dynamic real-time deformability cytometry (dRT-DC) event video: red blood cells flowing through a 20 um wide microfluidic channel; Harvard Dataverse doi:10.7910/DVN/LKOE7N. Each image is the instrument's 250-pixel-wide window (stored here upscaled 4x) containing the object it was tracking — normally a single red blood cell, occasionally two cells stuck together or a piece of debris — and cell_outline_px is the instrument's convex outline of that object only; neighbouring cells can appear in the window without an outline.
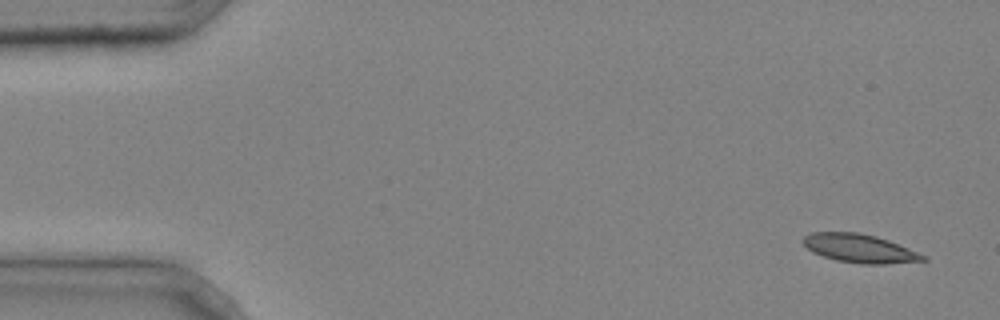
{"species": "common noctule bat (a hibernating species)", "species_latin": "Nyctalus noctula", "temperature_condition": "cold", "stored_images_in_passage": 4, "camera_frame_rate_fps": 3000, "um_per_image_px": 0.085, "animal": {"sex": "male", "body_mass_g": 20.4}, "frame": {"image": 1, "passage_image": 1, "time_ms": 0.0, "image_size_px": [1000, 320], "cell_outline_px": [[928, 260], [884, 264], [860, 264], [836, 260], [812, 252], [800, 240], [804, 236], [812, 232], [860, 232], [876, 236], [888, 240], [928, 256]], "centroid_in_image_um": [73.07, 21.11], "position_along_channel_um": 11.9, "area_um2": 20.0}}
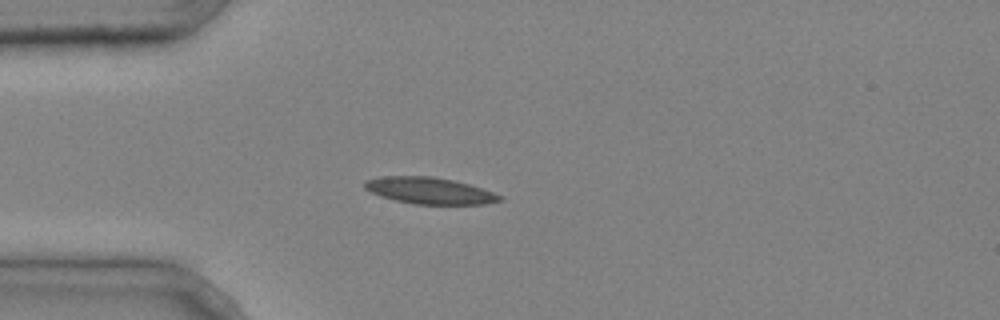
{"frame": {"image": 2, "passage_image": 4, "time_ms": 1.0, "image_size_px": [1000, 320], "cell_outline_px": [[504, 200], [484, 204], [416, 204], [396, 200], [380, 196], [364, 188], [364, 180], [380, 176], [432, 176], [452, 180], [468, 184], [504, 196]], "centroid_in_image_um": [36.5, 16.2], "position_along_channel_um": 48.5, "area_um2": 20.81}}